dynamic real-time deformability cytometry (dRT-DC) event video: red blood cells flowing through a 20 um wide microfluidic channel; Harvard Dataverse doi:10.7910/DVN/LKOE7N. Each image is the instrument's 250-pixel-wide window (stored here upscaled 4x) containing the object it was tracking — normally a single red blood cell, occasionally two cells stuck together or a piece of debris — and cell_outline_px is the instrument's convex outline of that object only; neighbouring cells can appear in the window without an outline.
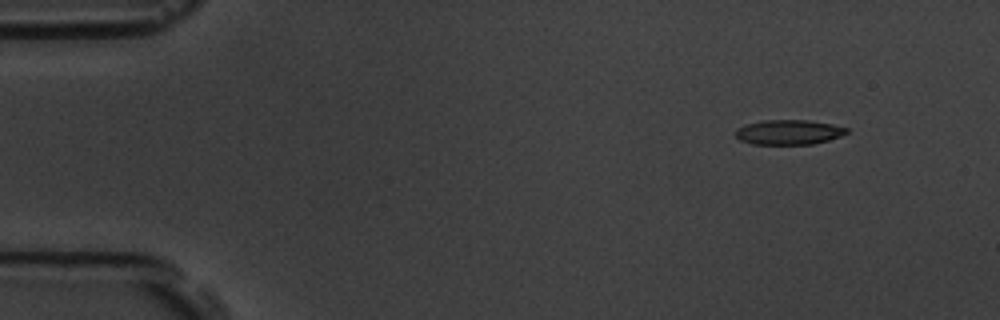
{"species": "common noctule bat (a hibernating species)", "species_latin": "Nyctalus noctula", "temperature_condition": "room temperature", "stored_images_in_passage": 4, "camera_frame_rate_fps": 3000, "um_per_image_px": 0.085, "animal": {"sex": "male", "body_mass_g": 19.5, "forearm_length_mm": 54.6}, "frame": {"image": 1, "passage_image": 1, "time_ms": 0.0, "image_size_px": [1000, 320], "cell_outline_px": [[848, 132], [840, 136], [828, 140], [812, 144], [752, 144], [740, 140], [736, 136], [736, 128], [748, 124], [764, 120], [808, 120], [832, 124], [848, 128]], "centroid_in_image_um": [67.05, 11.23], "position_along_channel_um": 18.0, "area_um2": 15.95}}
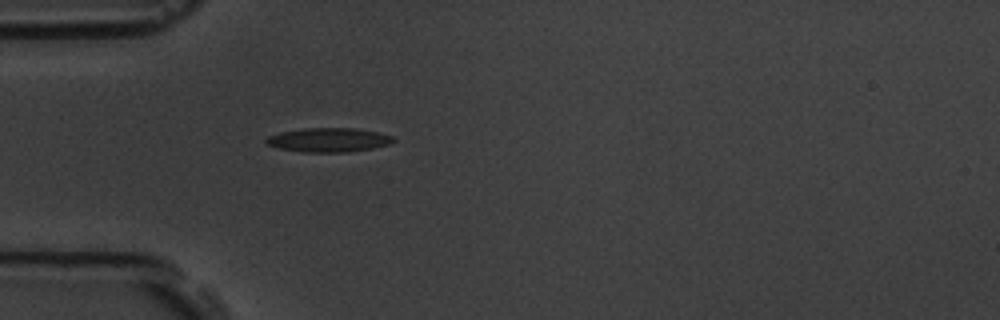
{"frame": {"image": 2, "passage_image": 4, "time_ms": 3.667, "image_size_px": [1000, 320], "cell_outline_px": [[396, 140], [388, 144], [372, 148], [348, 152], [304, 152], [280, 148], [268, 144], [264, 140], [268, 136], [280, 132], [304, 128], [356, 128], [376, 132], [392, 136]], "centroid_in_image_um": [27.93, 11.89], "position_along_channel_um": 57.1, "area_um2": 17.69}}